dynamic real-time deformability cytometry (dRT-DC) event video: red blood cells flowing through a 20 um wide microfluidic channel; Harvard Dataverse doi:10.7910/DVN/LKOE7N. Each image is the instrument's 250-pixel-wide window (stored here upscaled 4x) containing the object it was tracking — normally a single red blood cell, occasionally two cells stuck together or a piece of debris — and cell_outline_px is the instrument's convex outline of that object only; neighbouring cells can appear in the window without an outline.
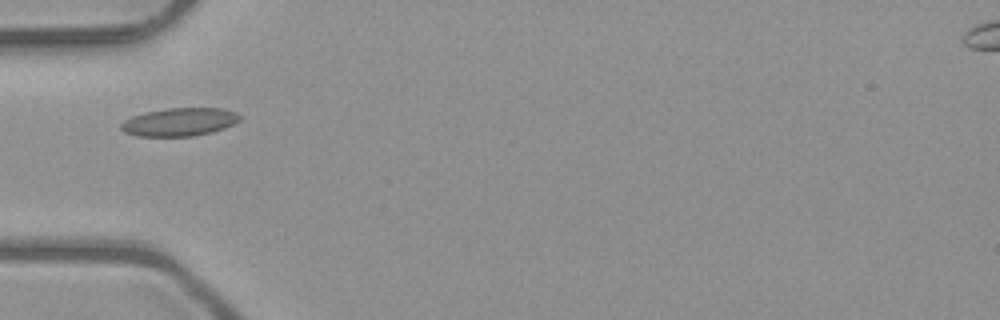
{"species": "common noctule bat (a hibernating species)", "species_latin": "Nyctalus noctula", "temperature_condition": "room temperature", "stored_images_in_passage": 20, "camera_frame_rate_fps": 3000, "um_per_image_px": 0.085, "animal": {"sex": "male", "body_mass_g": 23.1, "forearm_length_mm": 52.7}, "frame": {"image": 1, "passage_image": 1, "time_ms": 0.0, "image_size_px": [1000, 320], "cell_outline_px": [[240, 120], [224, 128], [212, 132], [192, 136], [136, 136], [124, 132], [120, 128], [120, 124], [124, 120], [132, 116], [144, 112], [168, 108], [224, 108], [236, 112], [240, 116]], "centroid_in_image_um": [15.23, 10.36], "position_along_channel_um": 69.8, "area_um2": 19.54}}